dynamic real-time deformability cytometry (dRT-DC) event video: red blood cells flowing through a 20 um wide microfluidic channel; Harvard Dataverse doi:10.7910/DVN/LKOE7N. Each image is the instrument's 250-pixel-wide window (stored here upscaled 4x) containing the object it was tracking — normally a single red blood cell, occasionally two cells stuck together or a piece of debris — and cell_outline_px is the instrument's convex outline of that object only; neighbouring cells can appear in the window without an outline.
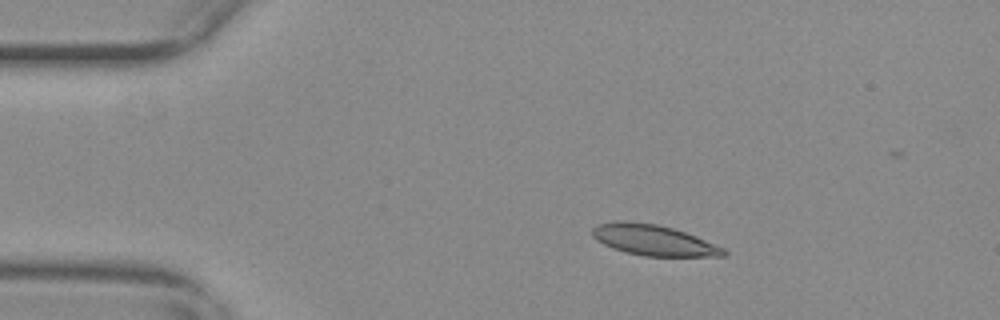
{"species": "common noctule bat (a hibernating species)", "species_latin": "Nyctalus noctula", "temperature_condition": "warm", "stored_images_in_passage": 48, "camera_frame_rate_fps": 3000, "um_per_image_px": 0.085, "animal": {"sex": "female", "body_mass_g": 29.2, "forearm_length_mm": 56.3}, "frame": {"image": 1, "passage_image": 2, "time_ms": 0.333, "image_size_px": [1000, 320], "cell_outline_px": [[728, 256], [644, 256], [624, 252], [612, 248], [596, 240], [592, 236], [592, 228], [596, 224], [616, 220], [628, 220], [656, 224], [672, 228], [696, 236], [724, 248], [728, 252]], "centroid_in_image_um": [55.51, 20.4], "position_along_channel_um": 29.5, "area_um2": 23.7}}
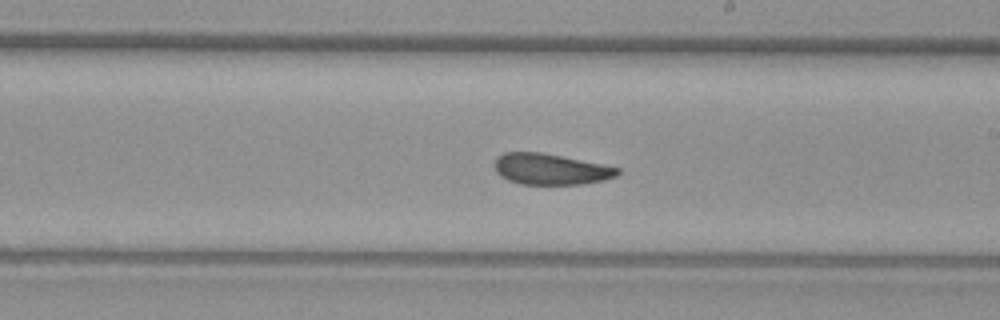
{"frame": {"image": 2, "passage_image": 24, "time_ms": 7.667, "image_size_px": [1000, 320], "cell_outline_px": [[620, 172], [616, 176], [604, 180], [584, 184], [520, 184], [508, 180], [500, 176], [496, 172], [492, 164], [496, 156], [504, 152], [540, 152], [620, 168]], "centroid_in_image_um": [46.73, 14.38], "position_along_channel_um": 242.3, "area_um2": 22.25}}
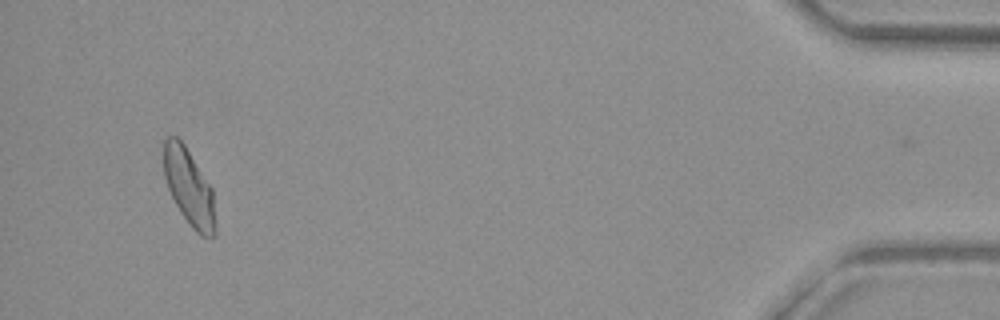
{"frame": {"image": 3, "passage_image": 45, "time_ms": 14.667, "image_size_px": [1000, 320], "cell_outline_px": [[216, 236], [212, 240], [200, 236], [188, 224], [180, 212], [168, 188], [164, 176], [164, 140], [168, 136], [176, 136], [184, 144], [212, 188], [216, 224]], "centroid_in_image_um": [16.09, 16.0], "position_along_channel_um": 419.1, "area_um2": 23.18}, "authors_computed_cell_mechanics": {"area_um2": 23.2356, "velocity_mm_per_s": 3.6808, "shape_relaxation_time_tau1_ms": 6.6175, "shape_relaxation_time_tau2_ms": 2.8944, "deformation_change_tau1": 0.1538, "deformation_change_tau2": 0.0819}}